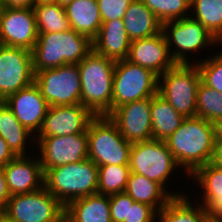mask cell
<instances>
[{"instance_id":"52a82bcc","label":"cell","mask_w":222,"mask_h":222,"mask_svg":"<svg viewBox=\"0 0 222 222\" xmlns=\"http://www.w3.org/2000/svg\"><path fill=\"white\" fill-rule=\"evenodd\" d=\"M201 74L196 64H176L158 77V94L184 117L196 116Z\"/></svg>"},{"instance_id":"ab89813d","label":"cell","mask_w":222,"mask_h":222,"mask_svg":"<svg viewBox=\"0 0 222 222\" xmlns=\"http://www.w3.org/2000/svg\"><path fill=\"white\" fill-rule=\"evenodd\" d=\"M211 164L222 168V140H215Z\"/></svg>"},{"instance_id":"30bf717a","label":"cell","mask_w":222,"mask_h":222,"mask_svg":"<svg viewBox=\"0 0 222 222\" xmlns=\"http://www.w3.org/2000/svg\"><path fill=\"white\" fill-rule=\"evenodd\" d=\"M65 207L45 187L10 196L2 214L13 222H64Z\"/></svg>"},{"instance_id":"4dcf8cb0","label":"cell","mask_w":222,"mask_h":222,"mask_svg":"<svg viewBox=\"0 0 222 222\" xmlns=\"http://www.w3.org/2000/svg\"><path fill=\"white\" fill-rule=\"evenodd\" d=\"M130 173L129 165L99 166L97 193L112 195L124 192Z\"/></svg>"},{"instance_id":"f1b7e54d","label":"cell","mask_w":222,"mask_h":222,"mask_svg":"<svg viewBox=\"0 0 222 222\" xmlns=\"http://www.w3.org/2000/svg\"><path fill=\"white\" fill-rule=\"evenodd\" d=\"M33 10L38 33H58L71 29L65 8L58 3L35 4Z\"/></svg>"},{"instance_id":"9c48e42d","label":"cell","mask_w":222,"mask_h":222,"mask_svg":"<svg viewBox=\"0 0 222 222\" xmlns=\"http://www.w3.org/2000/svg\"><path fill=\"white\" fill-rule=\"evenodd\" d=\"M158 93V76L129 62L115 63L111 112L123 104L152 97Z\"/></svg>"},{"instance_id":"d4e9b609","label":"cell","mask_w":222,"mask_h":222,"mask_svg":"<svg viewBox=\"0 0 222 222\" xmlns=\"http://www.w3.org/2000/svg\"><path fill=\"white\" fill-rule=\"evenodd\" d=\"M0 136L15 156L29 155L31 152L26 150H29L30 146L33 147L32 151L35 150V136L17 120L3 101L0 102ZM27 152L29 153L26 154Z\"/></svg>"},{"instance_id":"5bb4252c","label":"cell","mask_w":222,"mask_h":222,"mask_svg":"<svg viewBox=\"0 0 222 222\" xmlns=\"http://www.w3.org/2000/svg\"><path fill=\"white\" fill-rule=\"evenodd\" d=\"M151 102L152 97L129 102L117 107L108 115L128 142L136 143L153 139Z\"/></svg>"},{"instance_id":"836d02e7","label":"cell","mask_w":222,"mask_h":222,"mask_svg":"<svg viewBox=\"0 0 222 222\" xmlns=\"http://www.w3.org/2000/svg\"><path fill=\"white\" fill-rule=\"evenodd\" d=\"M214 56L203 57L200 60H193L201 74V81L210 88L222 93V50L213 53Z\"/></svg>"},{"instance_id":"5b68a950","label":"cell","mask_w":222,"mask_h":222,"mask_svg":"<svg viewBox=\"0 0 222 222\" xmlns=\"http://www.w3.org/2000/svg\"><path fill=\"white\" fill-rule=\"evenodd\" d=\"M88 159L95 165H129L132 143L107 115L94 116L87 127Z\"/></svg>"},{"instance_id":"9a60e30c","label":"cell","mask_w":222,"mask_h":222,"mask_svg":"<svg viewBox=\"0 0 222 222\" xmlns=\"http://www.w3.org/2000/svg\"><path fill=\"white\" fill-rule=\"evenodd\" d=\"M94 115L82 104L50 106L35 137L83 134Z\"/></svg>"},{"instance_id":"1f68e13d","label":"cell","mask_w":222,"mask_h":222,"mask_svg":"<svg viewBox=\"0 0 222 222\" xmlns=\"http://www.w3.org/2000/svg\"><path fill=\"white\" fill-rule=\"evenodd\" d=\"M196 115L212 123L222 117V93L202 81L197 89Z\"/></svg>"},{"instance_id":"f546056e","label":"cell","mask_w":222,"mask_h":222,"mask_svg":"<svg viewBox=\"0 0 222 222\" xmlns=\"http://www.w3.org/2000/svg\"><path fill=\"white\" fill-rule=\"evenodd\" d=\"M190 11V17L199 21L216 40L222 36V0H191Z\"/></svg>"},{"instance_id":"8d00e7d4","label":"cell","mask_w":222,"mask_h":222,"mask_svg":"<svg viewBox=\"0 0 222 222\" xmlns=\"http://www.w3.org/2000/svg\"><path fill=\"white\" fill-rule=\"evenodd\" d=\"M112 222L127 220L128 194L125 192L109 195Z\"/></svg>"},{"instance_id":"bcb514c9","label":"cell","mask_w":222,"mask_h":222,"mask_svg":"<svg viewBox=\"0 0 222 222\" xmlns=\"http://www.w3.org/2000/svg\"><path fill=\"white\" fill-rule=\"evenodd\" d=\"M0 222H13L0 213Z\"/></svg>"},{"instance_id":"7c38bea8","label":"cell","mask_w":222,"mask_h":222,"mask_svg":"<svg viewBox=\"0 0 222 222\" xmlns=\"http://www.w3.org/2000/svg\"><path fill=\"white\" fill-rule=\"evenodd\" d=\"M43 172L88 158L87 132L55 137H34ZM38 146V147H37ZM38 148V149H37Z\"/></svg>"},{"instance_id":"484cf974","label":"cell","mask_w":222,"mask_h":222,"mask_svg":"<svg viewBox=\"0 0 222 222\" xmlns=\"http://www.w3.org/2000/svg\"><path fill=\"white\" fill-rule=\"evenodd\" d=\"M134 201L147 204L161 211L172 196L156 181L131 172L124 190Z\"/></svg>"},{"instance_id":"f35d334b","label":"cell","mask_w":222,"mask_h":222,"mask_svg":"<svg viewBox=\"0 0 222 222\" xmlns=\"http://www.w3.org/2000/svg\"><path fill=\"white\" fill-rule=\"evenodd\" d=\"M15 157L16 156L9 149L7 142L0 136V168H3Z\"/></svg>"},{"instance_id":"74e56055","label":"cell","mask_w":222,"mask_h":222,"mask_svg":"<svg viewBox=\"0 0 222 222\" xmlns=\"http://www.w3.org/2000/svg\"><path fill=\"white\" fill-rule=\"evenodd\" d=\"M10 198L9 190L6 183V177L3 168H0V213H2Z\"/></svg>"},{"instance_id":"b9f144b4","label":"cell","mask_w":222,"mask_h":222,"mask_svg":"<svg viewBox=\"0 0 222 222\" xmlns=\"http://www.w3.org/2000/svg\"><path fill=\"white\" fill-rule=\"evenodd\" d=\"M215 140H222V117L213 122Z\"/></svg>"},{"instance_id":"d6a6232c","label":"cell","mask_w":222,"mask_h":222,"mask_svg":"<svg viewBox=\"0 0 222 222\" xmlns=\"http://www.w3.org/2000/svg\"><path fill=\"white\" fill-rule=\"evenodd\" d=\"M160 20L168 21L180 20L190 16L191 0H141Z\"/></svg>"},{"instance_id":"4316f807","label":"cell","mask_w":222,"mask_h":222,"mask_svg":"<svg viewBox=\"0 0 222 222\" xmlns=\"http://www.w3.org/2000/svg\"><path fill=\"white\" fill-rule=\"evenodd\" d=\"M190 200L186 193L172 197L158 212L157 222H212L205 207L198 202L195 203L194 199Z\"/></svg>"},{"instance_id":"ee69618b","label":"cell","mask_w":222,"mask_h":222,"mask_svg":"<svg viewBox=\"0 0 222 222\" xmlns=\"http://www.w3.org/2000/svg\"><path fill=\"white\" fill-rule=\"evenodd\" d=\"M74 0H57V3L62 6L66 7L67 5L71 4Z\"/></svg>"},{"instance_id":"277c9868","label":"cell","mask_w":222,"mask_h":222,"mask_svg":"<svg viewBox=\"0 0 222 222\" xmlns=\"http://www.w3.org/2000/svg\"><path fill=\"white\" fill-rule=\"evenodd\" d=\"M44 187L65 207L74 199L97 193L98 166L87 158L51 168L44 173Z\"/></svg>"},{"instance_id":"83f0119b","label":"cell","mask_w":222,"mask_h":222,"mask_svg":"<svg viewBox=\"0 0 222 222\" xmlns=\"http://www.w3.org/2000/svg\"><path fill=\"white\" fill-rule=\"evenodd\" d=\"M185 117L158 93L152 96L151 123L154 140L165 141L181 125Z\"/></svg>"},{"instance_id":"e575fe53","label":"cell","mask_w":222,"mask_h":222,"mask_svg":"<svg viewBox=\"0 0 222 222\" xmlns=\"http://www.w3.org/2000/svg\"><path fill=\"white\" fill-rule=\"evenodd\" d=\"M158 212L151 206L134 201L128 195L127 220L123 222H157Z\"/></svg>"},{"instance_id":"ba28073f","label":"cell","mask_w":222,"mask_h":222,"mask_svg":"<svg viewBox=\"0 0 222 222\" xmlns=\"http://www.w3.org/2000/svg\"><path fill=\"white\" fill-rule=\"evenodd\" d=\"M162 32L176 64H191L188 54L195 55L213 45L217 47L215 37L199 21L190 16L163 23Z\"/></svg>"},{"instance_id":"6da1fadb","label":"cell","mask_w":222,"mask_h":222,"mask_svg":"<svg viewBox=\"0 0 222 222\" xmlns=\"http://www.w3.org/2000/svg\"><path fill=\"white\" fill-rule=\"evenodd\" d=\"M213 123L199 116L185 117L165 143L188 178L196 169L211 162L214 150ZM185 171V172H184Z\"/></svg>"},{"instance_id":"7a4b0ae2","label":"cell","mask_w":222,"mask_h":222,"mask_svg":"<svg viewBox=\"0 0 222 222\" xmlns=\"http://www.w3.org/2000/svg\"><path fill=\"white\" fill-rule=\"evenodd\" d=\"M93 50V41L73 29L38 33L32 49L34 73L65 64H79Z\"/></svg>"},{"instance_id":"4fadbf2b","label":"cell","mask_w":222,"mask_h":222,"mask_svg":"<svg viewBox=\"0 0 222 222\" xmlns=\"http://www.w3.org/2000/svg\"><path fill=\"white\" fill-rule=\"evenodd\" d=\"M32 52L0 44V101L34 83Z\"/></svg>"},{"instance_id":"7402d4cb","label":"cell","mask_w":222,"mask_h":222,"mask_svg":"<svg viewBox=\"0 0 222 222\" xmlns=\"http://www.w3.org/2000/svg\"><path fill=\"white\" fill-rule=\"evenodd\" d=\"M109 195L95 193L70 201L64 222H112Z\"/></svg>"},{"instance_id":"7bdbcfd3","label":"cell","mask_w":222,"mask_h":222,"mask_svg":"<svg viewBox=\"0 0 222 222\" xmlns=\"http://www.w3.org/2000/svg\"><path fill=\"white\" fill-rule=\"evenodd\" d=\"M7 7L4 4L3 0H0V25H1V21L4 17L5 11H6Z\"/></svg>"},{"instance_id":"f6af8a7d","label":"cell","mask_w":222,"mask_h":222,"mask_svg":"<svg viewBox=\"0 0 222 222\" xmlns=\"http://www.w3.org/2000/svg\"><path fill=\"white\" fill-rule=\"evenodd\" d=\"M41 3H57V0H36V4H41Z\"/></svg>"},{"instance_id":"8fae6325","label":"cell","mask_w":222,"mask_h":222,"mask_svg":"<svg viewBox=\"0 0 222 222\" xmlns=\"http://www.w3.org/2000/svg\"><path fill=\"white\" fill-rule=\"evenodd\" d=\"M78 64L38 71L34 83L50 106L81 104V82Z\"/></svg>"},{"instance_id":"ffe728a7","label":"cell","mask_w":222,"mask_h":222,"mask_svg":"<svg viewBox=\"0 0 222 222\" xmlns=\"http://www.w3.org/2000/svg\"><path fill=\"white\" fill-rule=\"evenodd\" d=\"M197 184L201 205L205 207L207 215L212 222H220L222 220V168H219L210 162L196 169L188 179Z\"/></svg>"},{"instance_id":"d590c367","label":"cell","mask_w":222,"mask_h":222,"mask_svg":"<svg viewBox=\"0 0 222 222\" xmlns=\"http://www.w3.org/2000/svg\"><path fill=\"white\" fill-rule=\"evenodd\" d=\"M133 0H97L102 22L123 18Z\"/></svg>"},{"instance_id":"603a6c76","label":"cell","mask_w":222,"mask_h":222,"mask_svg":"<svg viewBox=\"0 0 222 222\" xmlns=\"http://www.w3.org/2000/svg\"><path fill=\"white\" fill-rule=\"evenodd\" d=\"M123 22L131 41L162 32V23L141 0H133L128 5Z\"/></svg>"},{"instance_id":"3957f363","label":"cell","mask_w":222,"mask_h":222,"mask_svg":"<svg viewBox=\"0 0 222 222\" xmlns=\"http://www.w3.org/2000/svg\"><path fill=\"white\" fill-rule=\"evenodd\" d=\"M115 63L92 50L78 64L81 104L94 116L111 113Z\"/></svg>"},{"instance_id":"d6986e66","label":"cell","mask_w":222,"mask_h":222,"mask_svg":"<svg viewBox=\"0 0 222 222\" xmlns=\"http://www.w3.org/2000/svg\"><path fill=\"white\" fill-rule=\"evenodd\" d=\"M3 171L10 196L44 187V172L36 155L16 156L3 167Z\"/></svg>"},{"instance_id":"e0dca14e","label":"cell","mask_w":222,"mask_h":222,"mask_svg":"<svg viewBox=\"0 0 222 222\" xmlns=\"http://www.w3.org/2000/svg\"><path fill=\"white\" fill-rule=\"evenodd\" d=\"M3 102L13 112L17 120L36 136L41 129L50 105L41 95L35 83L20 89Z\"/></svg>"},{"instance_id":"44dd1931","label":"cell","mask_w":222,"mask_h":222,"mask_svg":"<svg viewBox=\"0 0 222 222\" xmlns=\"http://www.w3.org/2000/svg\"><path fill=\"white\" fill-rule=\"evenodd\" d=\"M131 40L125 30L123 18L102 22L93 50L114 61L127 59Z\"/></svg>"},{"instance_id":"60d3db41","label":"cell","mask_w":222,"mask_h":222,"mask_svg":"<svg viewBox=\"0 0 222 222\" xmlns=\"http://www.w3.org/2000/svg\"><path fill=\"white\" fill-rule=\"evenodd\" d=\"M7 8H33L36 0H3Z\"/></svg>"},{"instance_id":"8992f818","label":"cell","mask_w":222,"mask_h":222,"mask_svg":"<svg viewBox=\"0 0 222 222\" xmlns=\"http://www.w3.org/2000/svg\"><path fill=\"white\" fill-rule=\"evenodd\" d=\"M129 167L131 172L141 174L159 183L172 197L184 195L181 191L172 190L171 192L169 189V178H172V173L174 175V171L180 167L165 141L152 139L132 143Z\"/></svg>"},{"instance_id":"2e32d148","label":"cell","mask_w":222,"mask_h":222,"mask_svg":"<svg viewBox=\"0 0 222 222\" xmlns=\"http://www.w3.org/2000/svg\"><path fill=\"white\" fill-rule=\"evenodd\" d=\"M38 31L33 8H7L0 25V44L32 51Z\"/></svg>"},{"instance_id":"cb8c5ba5","label":"cell","mask_w":222,"mask_h":222,"mask_svg":"<svg viewBox=\"0 0 222 222\" xmlns=\"http://www.w3.org/2000/svg\"><path fill=\"white\" fill-rule=\"evenodd\" d=\"M64 8L70 28L93 41L102 25L97 0H74Z\"/></svg>"},{"instance_id":"ac0fdd59","label":"cell","mask_w":222,"mask_h":222,"mask_svg":"<svg viewBox=\"0 0 222 222\" xmlns=\"http://www.w3.org/2000/svg\"><path fill=\"white\" fill-rule=\"evenodd\" d=\"M126 60L152 71L158 77L176 65L163 32L131 41Z\"/></svg>"},{"instance_id":"7dc6e473","label":"cell","mask_w":222,"mask_h":222,"mask_svg":"<svg viewBox=\"0 0 222 222\" xmlns=\"http://www.w3.org/2000/svg\"><path fill=\"white\" fill-rule=\"evenodd\" d=\"M217 45L219 47V45H222V36L217 40Z\"/></svg>"}]
</instances>
